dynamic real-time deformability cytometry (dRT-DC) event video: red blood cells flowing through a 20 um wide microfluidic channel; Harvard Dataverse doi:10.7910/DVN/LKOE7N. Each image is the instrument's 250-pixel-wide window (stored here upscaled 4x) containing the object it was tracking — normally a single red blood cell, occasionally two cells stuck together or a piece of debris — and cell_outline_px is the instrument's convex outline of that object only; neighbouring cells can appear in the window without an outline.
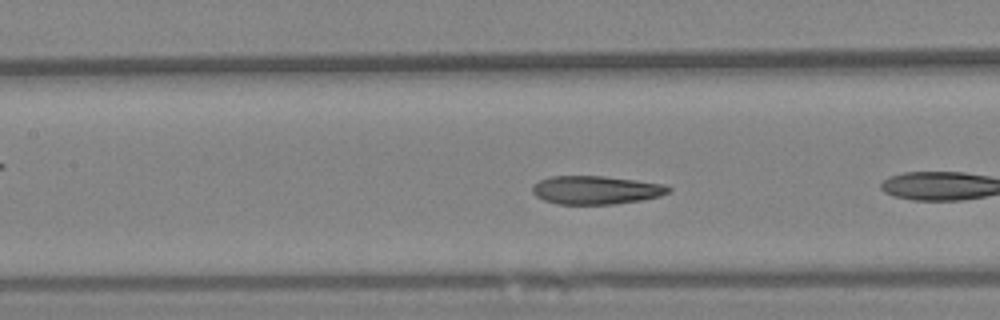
{"species": "Egyptian fruit bat (a non-hibernating species)", "species_latin": "Rousettus aegyptiacus", "temperature_condition": "warm", "stored_images_in_passage": 12, "camera_frame_rate_fps": 3000, "um_per_image_px": 0.085, "animal": {"sex": "female"}, "frame": {"image": 1, "passage_image": 9, "time_ms": 2.667, "image_size_px": [1000, 320], "cell_outline_px": [[672, 192], [660, 196], [640, 200], [616, 204], [556, 204], [544, 200], [536, 196], [532, 192], [532, 184], [540, 180], [552, 176], [604, 176], [636, 180], [664, 184], [672, 188]], "centroid_in_image_um": [50.67, 16.15], "position_along_channel_um": 156.7, "area_um2": 22.66}}